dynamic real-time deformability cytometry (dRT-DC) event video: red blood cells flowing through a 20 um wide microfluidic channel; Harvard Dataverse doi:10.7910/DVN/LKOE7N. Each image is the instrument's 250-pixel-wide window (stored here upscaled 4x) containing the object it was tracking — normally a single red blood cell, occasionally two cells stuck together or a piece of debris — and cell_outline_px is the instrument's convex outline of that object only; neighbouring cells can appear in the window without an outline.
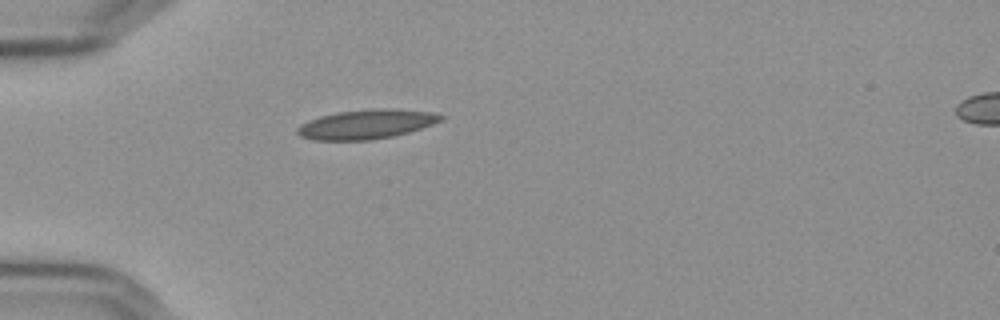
{"species": "Egyptian fruit bat (a non-hibernating species)", "species_latin": "Rousettus aegyptiacus", "temperature_condition": "cold", "stored_images_in_passage": 40, "camera_frame_rate_fps": 3000, "um_per_image_px": 0.085, "frame": {"image": 1, "passage_image": 1, "time_ms": 0.0, "image_size_px": [1000, 320], "cell_outline_px": [[444, 120], [408, 132], [392, 136], [372, 140], [312, 140], [300, 136], [296, 132], [296, 128], [300, 124], [308, 120], [320, 116], [336, 112], [372, 108], [396, 108], [432, 112], [444, 116]], "centroid_in_image_um": [31.12, 10.55], "position_along_channel_um": 53.9, "area_um2": 24.8}}
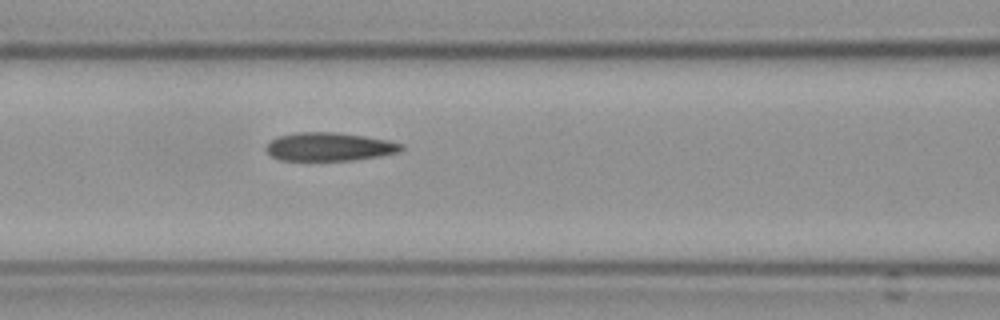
{"frame": {"image": 2, "passage_image": 9, "time_ms": 2.667, "image_size_px": [1000, 320], "cell_outline_px": [[404, 148], [400, 152], [380, 156], [352, 160], [280, 160], [272, 156], [264, 148], [276, 136], [296, 132], [336, 132], [364, 136], [388, 140], [404, 144]], "centroid_in_image_um": [28.01, 12.47], "position_along_channel_um": 138.6, "area_um2": 22.43}}
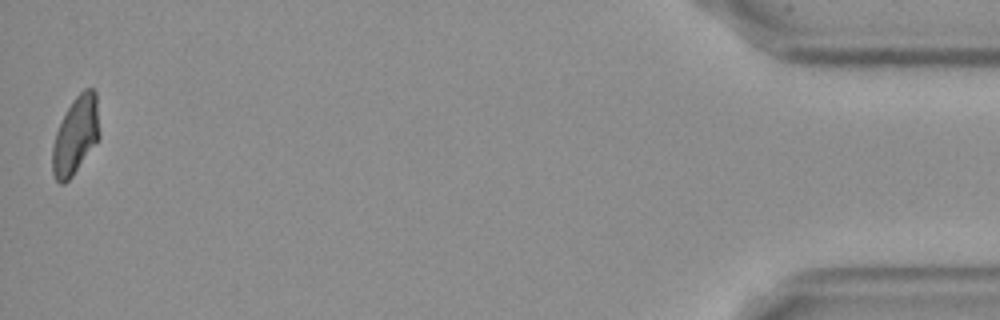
{"frame": {"image": 3, "passage_image": 40, "time_ms": 13.0, "image_size_px": [1000, 320], "cell_outline_px": [[100, 136], [72, 176], [64, 184], [60, 184], [56, 180], [52, 172], [52, 148], [56, 132], [72, 100], [84, 88], [92, 88], [96, 92], [100, 132]], "centroid_in_image_um": [6.43, 11.5], "position_along_channel_um": 428.8, "area_um2": 21.1}, "authors_computed_cell_mechanics": {"area_um2": 22.4264, "velocity_mm_per_s": 3.6242, "shape_relaxation_time_tau1_ms": 10.3334, "shape_relaxation_time_tau2_ms": 4.2069, "deformation_change_tau1": 0.1766, "deformation_change_tau2": 0.091}}